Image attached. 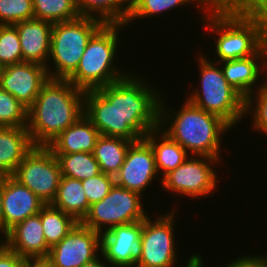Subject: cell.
<instances>
[{
  "mask_svg": "<svg viewBox=\"0 0 267 267\" xmlns=\"http://www.w3.org/2000/svg\"><path fill=\"white\" fill-rule=\"evenodd\" d=\"M142 78L131 72L112 84L85 91L84 115L100 135L137 142L159 128L163 94Z\"/></svg>",
  "mask_w": 267,
  "mask_h": 267,
  "instance_id": "obj_1",
  "label": "cell"
},
{
  "mask_svg": "<svg viewBox=\"0 0 267 267\" xmlns=\"http://www.w3.org/2000/svg\"><path fill=\"white\" fill-rule=\"evenodd\" d=\"M202 14L206 29L219 36L216 62L267 55V6L217 0Z\"/></svg>",
  "mask_w": 267,
  "mask_h": 267,
  "instance_id": "obj_2",
  "label": "cell"
},
{
  "mask_svg": "<svg viewBox=\"0 0 267 267\" xmlns=\"http://www.w3.org/2000/svg\"><path fill=\"white\" fill-rule=\"evenodd\" d=\"M85 91L68 79H49L28 109L27 131L35 146H47L84 115Z\"/></svg>",
  "mask_w": 267,
  "mask_h": 267,
  "instance_id": "obj_3",
  "label": "cell"
},
{
  "mask_svg": "<svg viewBox=\"0 0 267 267\" xmlns=\"http://www.w3.org/2000/svg\"><path fill=\"white\" fill-rule=\"evenodd\" d=\"M164 97L165 95L160 102V129L189 154L192 153L190 154L192 156L221 159L222 136L232 127L222 118L204 111L187 99L179 111L176 112L175 109L171 111L165 105L166 97Z\"/></svg>",
  "mask_w": 267,
  "mask_h": 267,
  "instance_id": "obj_4",
  "label": "cell"
},
{
  "mask_svg": "<svg viewBox=\"0 0 267 267\" xmlns=\"http://www.w3.org/2000/svg\"><path fill=\"white\" fill-rule=\"evenodd\" d=\"M125 24H103L90 38L77 69L67 78L83 91L96 90L112 84L130 72L118 70L115 57L119 46L120 28ZM123 71V72H122Z\"/></svg>",
  "mask_w": 267,
  "mask_h": 267,
  "instance_id": "obj_5",
  "label": "cell"
},
{
  "mask_svg": "<svg viewBox=\"0 0 267 267\" xmlns=\"http://www.w3.org/2000/svg\"><path fill=\"white\" fill-rule=\"evenodd\" d=\"M200 87L186 99L204 111L226 121L232 128L245 117V99L227 82L218 62L203 53L198 56ZM207 58V59H206ZM216 64V65H215Z\"/></svg>",
  "mask_w": 267,
  "mask_h": 267,
  "instance_id": "obj_6",
  "label": "cell"
},
{
  "mask_svg": "<svg viewBox=\"0 0 267 267\" xmlns=\"http://www.w3.org/2000/svg\"><path fill=\"white\" fill-rule=\"evenodd\" d=\"M103 24L98 19L85 16L54 23L48 59V64L52 62L53 66H46L49 78L67 79L77 69L88 41Z\"/></svg>",
  "mask_w": 267,
  "mask_h": 267,
  "instance_id": "obj_7",
  "label": "cell"
},
{
  "mask_svg": "<svg viewBox=\"0 0 267 267\" xmlns=\"http://www.w3.org/2000/svg\"><path fill=\"white\" fill-rule=\"evenodd\" d=\"M138 192L114 184L107 196L90 206L82 224L102 234L117 226L143 221L148 212L144 210Z\"/></svg>",
  "mask_w": 267,
  "mask_h": 267,
  "instance_id": "obj_8",
  "label": "cell"
},
{
  "mask_svg": "<svg viewBox=\"0 0 267 267\" xmlns=\"http://www.w3.org/2000/svg\"><path fill=\"white\" fill-rule=\"evenodd\" d=\"M158 214L154 219L149 215L142 221L137 262L135 267H176L177 250L174 224L175 212Z\"/></svg>",
  "mask_w": 267,
  "mask_h": 267,
  "instance_id": "obj_9",
  "label": "cell"
},
{
  "mask_svg": "<svg viewBox=\"0 0 267 267\" xmlns=\"http://www.w3.org/2000/svg\"><path fill=\"white\" fill-rule=\"evenodd\" d=\"M45 204L57 194L62 173L56 156L47 146H34L11 175Z\"/></svg>",
  "mask_w": 267,
  "mask_h": 267,
  "instance_id": "obj_10",
  "label": "cell"
},
{
  "mask_svg": "<svg viewBox=\"0 0 267 267\" xmlns=\"http://www.w3.org/2000/svg\"><path fill=\"white\" fill-rule=\"evenodd\" d=\"M219 160L213 157L192 156L161 179L162 188L192 199L206 198L219 185L217 183L220 180L217 177L220 176L216 175L213 166Z\"/></svg>",
  "mask_w": 267,
  "mask_h": 267,
  "instance_id": "obj_11",
  "label": "cell"
},
{
  "mask_svg": "<svg viewBox=\"0 0 267 267\" xmlns=\"http://www.w3.org/2000/svg\"><path fill=\"white\" fill-rule=\"evenodd\" d=\"M101 234L78 222L46 257L52 267H81L98 257ZM99 251V252H98Z\"/></svg>",
  "mask_w": 267,
  "mask_h": 267,
  "instance_id": "obj_12",
  "label": "cell"
},
{
  "mask_svg": "<svg viewBox=\"0 0 267 267\" xmlns=\"http://www.w3.org/2000/svg\"><path fill=\"white\" fill-rule=\"evenodd\" d=\"M47 67L35 62H20L0 68V87L29 109L42 86L49 80Z\"/></svg>",
  "mask_w": 267,
  "mask_h": 267,
  "instance_id": "obj_13",
  "label": "cell"
},
{
  "mask_svg": "<svg viewBox=\"0 0 267 267\" xmlns=\"http://www.w3.org/2000/svg\"><path fill=\"white\" fill-rule=\"evenodd\" d=\"M157 175L153 149L143 138L129 146L124 163L115 175V184L143 196Z\"/></svg>",
  "mask_w": 267,
  "mask_h": 267,
  "instance_id": "obj_14",
  "label": "cell"
},
{
  "mask_svg": "<svg viewBox=\"0 0 267 267\" xmlns=\"http://www.w3.org/2000/svg\"><path fill=\"white\" fill-rule=\"evenodd\" d=\"M142 221L117 225L101 234L100 254L112 267H135Z\"/></svg>",
  "mask_w": 267,
  "mask_h": 267,
  "instance_id": "obj_15",
  "label": "cell"
},
{
  "mask_svg": "<svg viewBox=\"0 0 267 267\" xmlns=\"http://www.w3.org/2000/svg\"><path fill=\"white\" fill-rule=\"evenodd\" d=\"M3 234L28 217L38 214L45 203L26 186L3 176Z\"/></svg>",
  "mask_w": 267,
  "mask_h": 267,
  "instance_id": "obj_16",
  "label": "cell"
},
{
  "mask_svg": "<svg viewBox=\"0 0 267 267\" xmlns=\"http://www.w3.org/2000/svg\"><path fill=\"white\" fill-rule=\"evenodd\" d=\"M5 235L6 246L25 259H46L48 256L50 247L39 214L16 224Z\"/></svg>",
  "mask_w": 267,
  "mask_h": 267,
  "instance_id": "obj_17",
  "label": "cell"
},
{
  "mask_svg": "<svg viewBox=\"0 0 267 267\" xmlns=\"http://www.w3.org/2000/svg\"><path fill=\"white\" fill-rule=\"evenodd\" d=\"M14 26L19 36L22 62L48 65L53 24L40 19L21 21Z\"/></svg>",
  "mask_w": 267,
  "mask_h": 267,
  "instance_id": "obj_18",
  "label": "cell"
},
{
  "mask_svg": "<svg viewBox=\"0 0 267 267\" xmlns=\"http://www.w3.org/2000/svg\"><path fill=\"white\" fill-rule=\"evenodd\" d=\"M266 62L267 55H252L246 58L219 62L218 64L227 82L246 99L253 92L264 88V82L261 86L260 84L257 85L262 73H265Z\"/></svg>",
  "mask_w": 267,
  "mask_h": 267,
  "instance_id": "obj_19",
  "label": "cell"
},
{
  "mask_svg": "<svg viewBox=\"0 0 267 267\" xmlns=\"http://www.w3.org/2000/svg\"><path fill=\"white\" fill-rule=\"evenodd\" d=\"M99 137L97 128L85 115H82L54 138L47 147L53 154L93 153Z\"/></svg>",
  "mask_w": 267,
  "mask_h": 267,
  "instance_id": "obj_20",
  "label": "cell"
},
{
  "mask_svg": "<svg viewBox=\"0 0 267 267\" xmlns=\"http://www.w3.org/2000/svg\"><path fill=\"white\" fill-rule=\"evenodd\" d=\"M27 127H0V176L14 173L34 148Z\"/></svg>",
  "mask_w": 267,
  "mask_h": 267,
  "instance_id": "obj_21",
  "label": "cell"
},
{
  "mask_svg": "<svg viewBox=\"0 0 267 267\" xmlns=\"http://www.w3.org/2000/svg\"><path fill=\"white\" fill-rule=\"evenodd\" d=\"M152 147L155 166L161 179L169 172L178 168L189 157V153L176 141L171 139L160 127L151 130L144 138ZM161 171V172H160ZM162 173V175H161Z\"/></svg>",
  "mask_w": 267,
  "mask_h": 267,
  "instance_id": "obj_22",
  "label": "cell"
},
{
  "mask_svg": "<svg viewBox=\"0 0 267 267\" xmlns=\"http://www.w3.org/2000/svg\"><path fill=\"white\" fill-rule=\"evenodd\" d=\"M51 205L82 222L89 212L88 203L81 180L62 176L55 199Z\"/></svg>",
  "mask_w": 267,
  "mask_h": 267,
  "instance_id": "obj_23",
  "label": "cell"
},
{
  "mask_svg": "<svg viewBox=\"0 0 267 267\" xmlns=\"http://www.w3.org/2000/svg\"><path fill=\"white\" fill-rule=\"evenodd\" d=\"M81 16L91 17L104 24H126L131 0H76Z\"/></svg>",
  "mask_w": 267,
  "mask_h": 267,
  "instance_id": "obj_24",
  "label": "cell"
},
{
  "mask_svg": "<svg viewBox=\"0 0 267 267\" xmlns=\"http://www.w3.org/2000/svg\"><path fill=\"white\" fill-rule=\"evenodd\" d=\"M133 142L121 137L100 135L93 155L101 172L115 177L124 163L129 146Z\"/></svg>",
  "mask_w": 267,
  "mask_h": 267,
  "instance_id": "obj_25",
  "label": "cell"
},
{
  "mask_svg": "<svg viewBox=\"0 0 267 267\" xmlns=\"http://www.w3.org/2000/svg\"><path fill=\"white\" fill-rule=\"evenodd\" d=\"M217 0H131V10L126 21V26L131 25L137 19L148 18L153 15H161L164 11L168 12L182 7L183 5L196 4L197 10L206 12Z\"/></svg>",
  "mask_w": 267,
  "mask_h": 267,
  "instance_id": "obj_26",
  "label": "cell"
},
{
  "mask_svg": "<svg viewBox=\"0 0 267 267\" xmlns=\"http://www.w3.org/2000/svg\"><path fill=\"white\" fill-rule=\"evenodd\" d=\"M38 214L46 243L50 248L59 243L78 223L72 216L51 204H45Z\"/></svg>",
  "mask_w": 267,
  "mask_h": 267,
  "instance_id": "obj_27",
  "label": "cell"
},
{
  "mask_svg": "<svg viewBox=\"0 0 267 267\" xmlns=\"http://www.w3.org/2000/svg\"><path fill=\"white\" fill-rule=\"evenodd\" d=\"M54 155L58 160L62 176L86 180L102 173L93 153L81 152Z\"/></svg>",
  "mask_w": 267,
  "mask_h": 267,
  "instance_id": "obj_28",
  "label": "cell"
},
{
  "mask_svg": "<svg viewBox=\"0 0 267 267\" xmlns=\"http://www.w3.org/2000/svg\"><path fill=\"white\" fill-rule=\"evenodd\" d=\"M34 18L52 24L70 21L81 16L76 0H32Z\"/></svg>",
  "mask_w": 267,
  "mask_h": 267,
  "instance_id": "obj_29",
  "label": "cell"
},
{
  "mask_svg": "<svg viewBox=\"0 0 267 267\" xmlns=\"http://www.w3.org/2000/svg\"><path fill=\"white\" fill-rule=\"evenodd\" d=\"M28 109L0 87V127H27Z\"/></svg>",
  "mask_w": 267,
  "mask_h": 267,
  "instance_id": "obj_30",
  "label": "cell"
},
{
  "mask_svg": "<svg viewBox=\"0 0 267 267\" xmlns=\"http://www.w3.org/2000/svg\"><path fill=\"white\" fill-rule=\"evenodd\" d=\"M22 62V51L14 25H0V68Z\"/></svg>",
  "mask_w": 267,
  "mask_h": 267,
  "instance_id": "obj_31",
  "label": "cell"
},
{
  "mask_svg": "<svg viewBox=\"0 0 267 267\" xmlns=\"http://www.w3.org/2000/svg\"><path fill=\"white\" fill-rule=\"evenodd\" d=\"M255 93L250 94L245 99L244 114L245 116L252 114V128L267 136V90L265 88H261Z\"/></svg>",
  "mask_w": 267,
  "mask_h": 267,
  "instance_id": "obj_32",
  "label": "cell"
},
{
  "mask_svg": "<svg viewBox=\"0 0 267 267\" xmlns=\"http://www.w3.org/2000/svg\"><path fill=\"white\" fill-rule=\"evenodd\" d=\"M33 18L32 0H0V25H14Z\"/></svg>",
  "mask_w": 267,
  "mask_h": 267,
  "instance_id": "obj_33",
  "label": "cell"
},
{
  "mask_svg": "<svg viewBox=\"0 0 267 267\" xmlns=\"http://www.w3.org/2000/svg\"><path fill=\"white\" fill-rule=\"evenodd\" d=\"M88 203L99 202L108 195L115 184V177L101 173L86 180H81Z\"/></svg>",
  "mask_w": 267,
  "mask_h": 267,
  "instance_id": "obj_34",
  "label": "cell"
},
{
  "mask_svg": "<svg viewBox=\"0 0 267 267\" xmlns=\"http://www.w3.org/2000/svg\"><path fill=\"white\" fill-rule=\"evenodd\" d=\"M242 257V258H241ZM231 262H229L225 267H267V255L266 256H241Z\"/></svg>",
  "mask_w": 267,
  "mask_h": 267,
  "instance_id": "obj_35",
  "label": "cell"
},
{
  "mask_svg": "<svg viewBox=\"0 0 267 267\" xmlns=\"http://www.w3.org/2000/svg\"><path fill=\"white\" fill-rule=\"evenodd\" d=\"M26 260L7 246L0 252V267H24Z\"/></svg>",
  "mask_w": 267,
  "mask_h": 267,
  "instance_id": "obj_36",
  "label": "cell"
},
{
  "mask_svg": "<svg viewBox=\"0 0 267 267\" xmlns=\"http://www.w3.org/2000/svg\"><path fill=\"white\" fill-rule=\"evenodd\" d=\"M202 256H200V254H192L190 258H188L189 260L187 262V264L184 265V267H203L204 262L202 260Z\"/></svg>",
  "mask_w": 267,
  "mask_h": 267,
  "instance_id": "obj_37",
  "label": "cell"
},
{
  "mask_svg": "<svg viewBox=\"0 0 267 267\" xmlns=\"http://www.w3.org/2000/svg\"><path fill=\"white\" fill-rule=\"evenodd\" d=\"M24 267H52L46 259H27Z\"/></svg>",
  "mask_w": 267,
  "mask_h": 267,
  "instance_id": "obj_38",
  "label": "cell"
},
{
  "mask_svg": "<svg viewBox=\"0 0 267 267\" xmlns=\"http://www.w3.org/2000/svg\"><path fill=\"white\" fill-rule=\"evenodd\" d=\"M3 176H0V233L3 234Z\"/></svg>",
  "mask_w": 267,
  "mask_h": 267,
  "instance_id": "obj_39",
  "label": "cell"
},
{
  "mask_svg": "<svg viewBox=\"0 0 267 267\" xmlns=\"http://www.w3.org/2000/svg\"><path fill=\"white\" fill-rule=\"evenodd\" d=\"M101 258H103V260H104L103 262H102ZM105 261L106 260L104 259V257L100 255L99 257H96L93 261L86 263L81 267H111L110 265L107 266L104 263Z\"/></svg>",
  "mask_w": 267,
  "mask_h": 267,
  "instance_id": "obj_40",
  "label": "cell"
},
{
  "mask_svg": "<svg viewBox=\"0 0 267 267\" xmlns=\"http://www.w3.org/2000/svg\"><path fill=\"white\" fill-rule=\"evenodd\" d=\"M246 4L267 6V0H243Z\"/></svg>",
  "mask_w": 267,
  "mask_h": 267,
  "instance_id": "obj_41",
  "label": "cell"
},
{
  "mask_svg": "<svg viewBox=\"0 0 267 267\" xmlns=\"http://www.w3.org/2000/svg\"><path fill=\"white\" fill-rule=\"evenodd\" d=\"M2 236V233H0V238H3V239H1V242H0V252L6 247V235L5 234H3V236ZM3 240V241H2Z\"/></svg>",
  "mask_w": 267,
  "mask_h": 267,
  "instance_id": "obj_42",
  "label": "cell"
},
{
  "mask_svg": "<svg viewBox=\"0 0 267 267\" xmlns=\"http://www.w3.org/2000/svg\"><path fill=\"white\" fill-rule=\"evenodd\" d=\"M265 81H264V88L267 90V62H266V65H265Z\"/></svg>",
  "mask_w": 267,
  "mask_h": 267,
  "instance_id": "obj_43",
  "label": "cell"
}]
</instances>
